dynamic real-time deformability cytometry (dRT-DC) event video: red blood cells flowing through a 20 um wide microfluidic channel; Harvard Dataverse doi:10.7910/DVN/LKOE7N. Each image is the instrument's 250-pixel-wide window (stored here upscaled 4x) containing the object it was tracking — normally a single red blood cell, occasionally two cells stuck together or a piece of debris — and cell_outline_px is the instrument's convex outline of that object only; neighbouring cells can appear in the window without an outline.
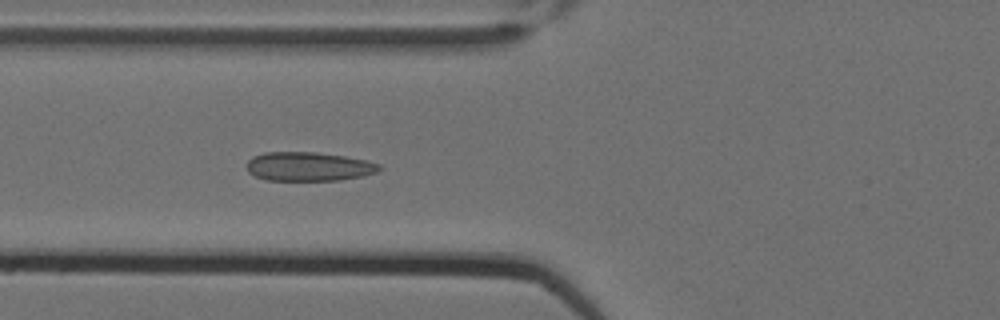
{"species": "Egyptian fruit bat (a non-hibernating species)", "species_latin": "Rousettus aegyptiacus", "temperature_condition": "cold", "stored_images_in_passage": 7, "camera_frame_rate_fps": 3000, "um_per_image_px": 0.085, "animal": {"sex": "female"}, "frame": {"image": 1, "passage_image": 7, "time_ms": 2.0, "image_size_px": [1000, 320], "cell_outline_px": [[380, 168], [376, 172], [364, 176], [340, 180], [268, 180], [256, 176], [248, 172], [248, 160], [252, 156], [264, 152], [316, 152], [344, 156], [364, 160], [380, 164]], "centroid_in_image_um": [26.22, 14.15], "position_along_channel_um": 99.6, "area_um2": 22.25}}